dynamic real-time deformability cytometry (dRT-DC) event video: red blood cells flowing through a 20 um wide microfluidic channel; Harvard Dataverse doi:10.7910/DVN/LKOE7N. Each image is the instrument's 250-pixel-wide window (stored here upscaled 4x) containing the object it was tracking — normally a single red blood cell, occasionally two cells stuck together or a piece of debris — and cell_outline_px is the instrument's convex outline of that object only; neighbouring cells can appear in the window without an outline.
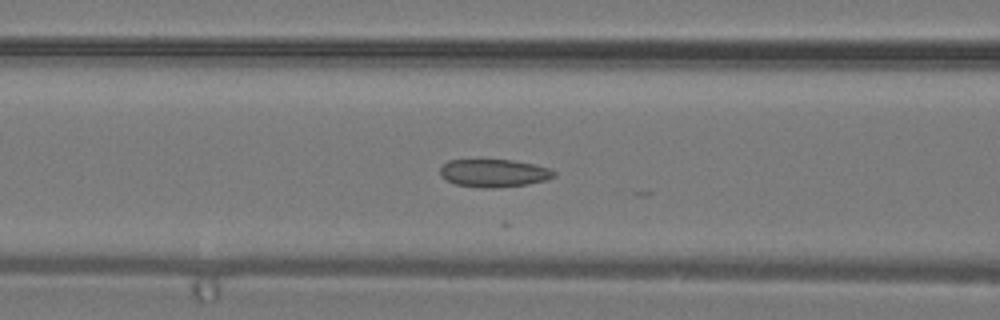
{"species": "common noctule bat (a hibernating species)", "species_latin": "Nyctalus noctula", "temperature_condition": "warm", "stored_images_in_passage": 15, "camera_frame_rate_fps": 3000, "um_per_image_px": 0.085, "animal": {"sex": "male", "body_mass_g": 19.2, "forearm_length_mm": 51.8}, "frame": {"image": 1, "passage_image": 9, "time_ms": 2.667, "image_size_px": [1000, 320], "cell_outline_px": [[556, 176], [548, 180], [528, 184], [492, 188], [488, 188], [456, 184], [440, 176], [440, 168], [448, 160], [512, 160], [536, 164], [548, 168], [556, 172]], "centroid_in_image_um": [42.02, 14.71], "position_along_channel_um": 124.6, "area_um2": 18.44}}
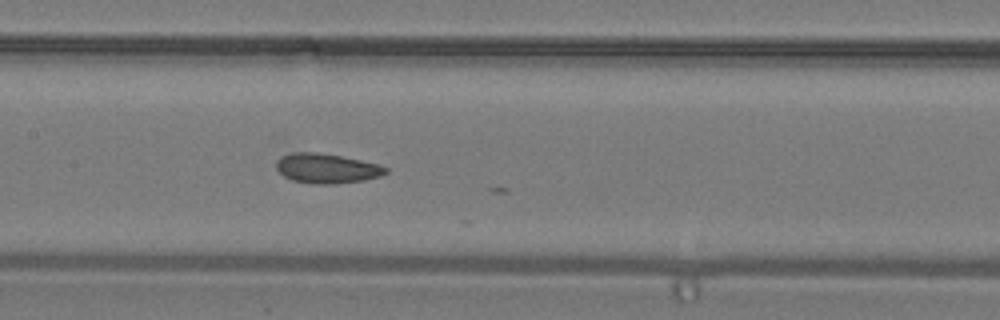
{"frame": {"image": 2, "passage_image": 12, "time_ms": 3.667, "image_size_px": [1000, 320], "cell_outline_px": [[388, 172], [380, 176], [364, 180], [332, 184], [316, 184], [292, 180], [284, 176], [276, 168], [276, 164], [280, 156], [292, 152], [316, 152], [340, 156], [360, 160], [376, 164], [388, 168]], "centroid_in_image_um": [27.75, 14.31], "position_along_channel_um": 179.7, "area_um2": 18.79}}